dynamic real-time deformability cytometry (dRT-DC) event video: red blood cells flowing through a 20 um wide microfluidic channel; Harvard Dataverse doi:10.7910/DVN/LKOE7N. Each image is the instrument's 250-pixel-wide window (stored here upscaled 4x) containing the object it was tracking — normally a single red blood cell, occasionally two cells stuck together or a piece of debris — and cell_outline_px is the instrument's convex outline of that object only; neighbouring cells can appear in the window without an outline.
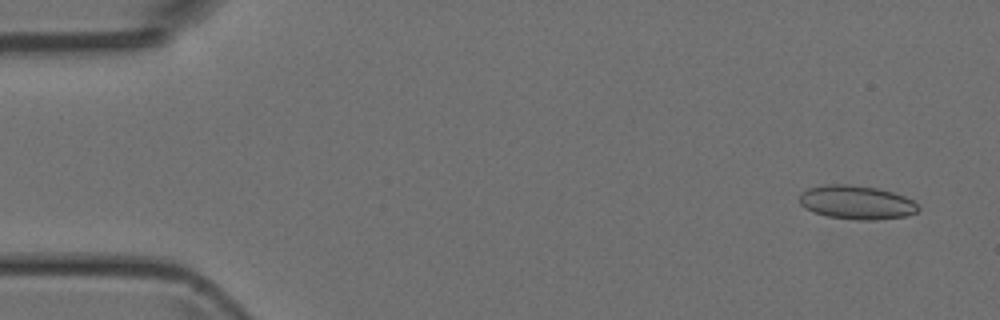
{"species": "Egyptian fruit bat (a non-hibernating species)", "species_latin": "Rousettus aegyptiacus", "temperature_condition": "room temperature", "stored_images_in_passage": 49, "camera_frame_rate_fps": 3000, "um_per_image_px": 0.085, "animal": {"sex": "female"}, "frame": {"image": 1, "passage_image": 3, "time_ms": 0.667, "image_size_px": [1000, 320], "cell_outline_px": [[920, 208], [916, 212], [908, 216], [876, 220], [856, 220], [828, 216], [812, 212], [804, 208], [800, 204], [800, 192], [808, 188], [828, 184], [848, 184], [876, 188], [892, 192], [904, 196], [912, 200]], "centroid_in_image_um": [72.79, 17.21], "position_along_channel_um": 12.2, "area_um2": 23.47}}
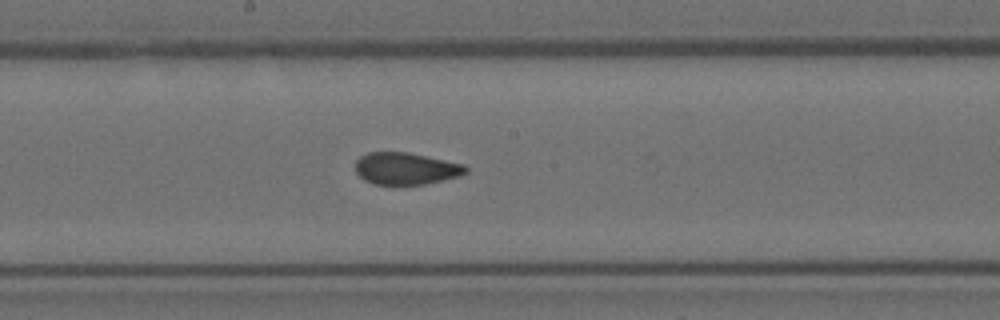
{"frame": {"image": 2, "passage_image": 26, "time_ms": 8.333, "image_size_px": [1000, 320], "cell_outline_px": [[468, 172], [460, 176], [424, 184], [376, 184], [364, 180], [356, 172], [356, 160], [360, 156], [368, 152], [408, 152], [464, 164], [468, 168]], "centroid_in_image_um": [34.51, 14.32], "position_along_channel_um": 213.7, "area_um2": 20.52}}
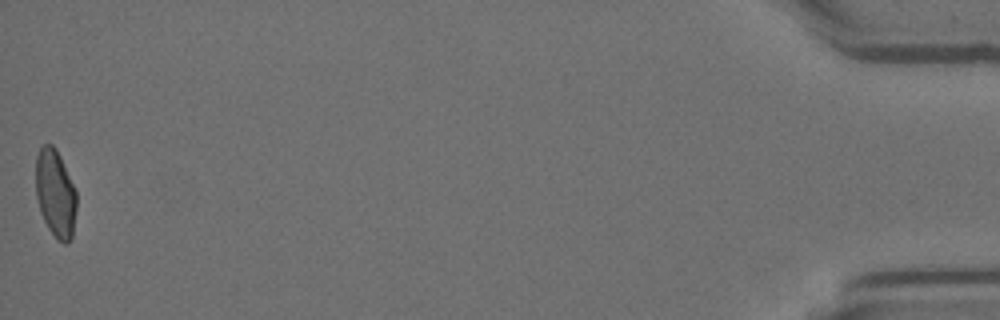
{"frame": {"image": 3, "passage_image": 49, "time_ms": 16.0, "image_size_px": [1000, 320], "cell_outline_px": [[76, 208], [72, 236], [68, 244], [64, 244], [56, 240], [48, 228], [40, 212], [36, 196], [36, 156], [40, 148], [44, 144], [52, 144], [56, 148], [60, 156], [76, 192]], "centroid_in_image_um": [4.7, 16.47], "position_along_channel_um": 430.5, "area_um2": 20.87}}